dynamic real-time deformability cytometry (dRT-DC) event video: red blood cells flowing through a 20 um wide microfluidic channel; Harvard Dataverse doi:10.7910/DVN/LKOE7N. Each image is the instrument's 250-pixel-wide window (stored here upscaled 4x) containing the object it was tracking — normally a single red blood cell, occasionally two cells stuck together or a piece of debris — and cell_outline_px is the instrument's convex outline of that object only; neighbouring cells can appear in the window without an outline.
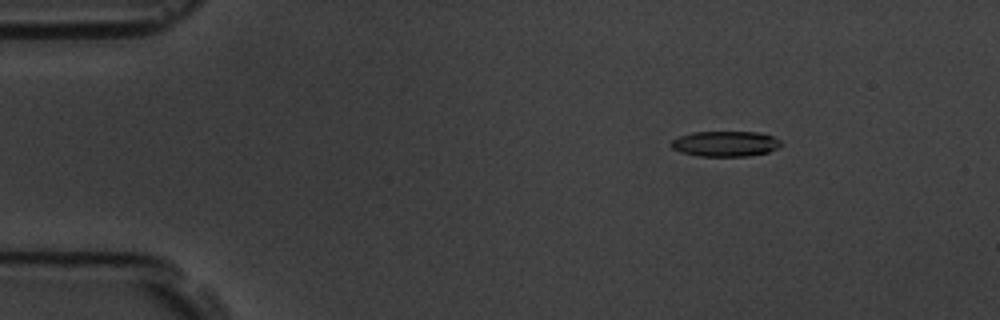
{"species": "common noctule bat (a hibernating species)", "species_latin": "Nyctalus noctula", "temperature_condition": "room temperature", "stored_images_in_passage": 7, "camera_frame_rate_fps": 3000, "um_per_image_px": 0.085, "animal": {"sex": "male", "body_mass_g": 19.5, "forearm_length_mm": 54.6}, "frame": {"image": 1, "passage_image": 3, "time_ms": 0.667, "image_size_px": [1000, 320], "cell_outline_px": [[780, 144], [776, 148], [768, 152], [748, 156], [700, 156], [680, 152], [672, 148], [668, 144], [672, 140], [680, 136], [692, 132], [760, 132], [772, 136], [780, 140]], "centroid_in_image_um": [61.61, 12.22], "position_along_channel_um": 23.4, "area_um2": 16.24}}
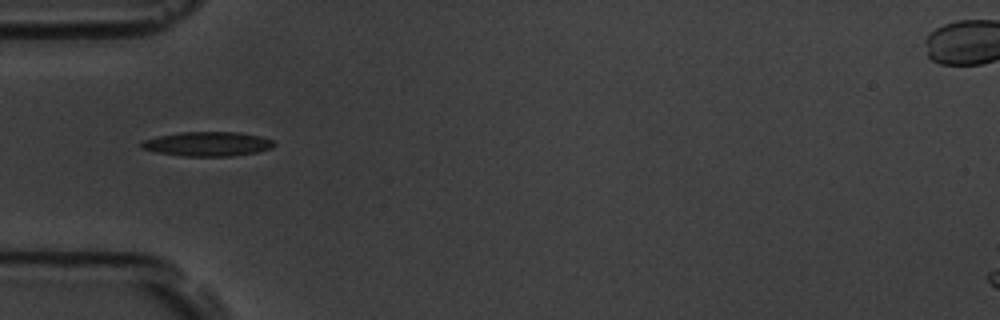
{"frame": {"image": 2, "passage_image": 6, "time_ms": 1.667, "image_size_px": [1000, 320], "cell_outline_px": [[276, 144], [272, 148], [256, 152], [232, 156], [184, 156], [160, 152], [140, 148], [140, 144], [144, 140], [160, 136], [180, 132], [240, 132], [260, 136], [272, 140]], "centroid_in_image_um": [17.68, 12.23], "position_along_channel_um": 67.3, "area_um2": 18.67}}
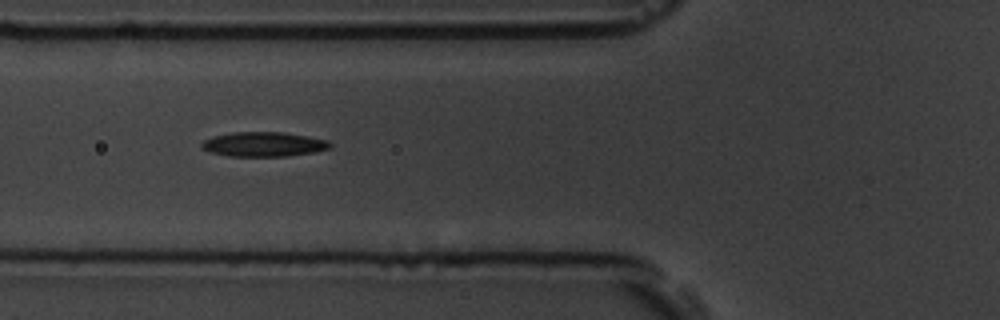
{"frame": {"image": 3, "passage_image": 7, "time_ms": 2.0, "image_size_px": [1000, 320], "cell_outline_px": [[332, 148], [316, 152], [288, 156], [228, 156], [212, 152], [204, 148], [200, 144], [204, 140], [212, 136], [232, 132], [284, 132], [328, 140], [332, 144]], "centroid_in_image_um": [22.46, 12.26], "position_along_channel_um": 103.3, "area_um2": 18.44}}